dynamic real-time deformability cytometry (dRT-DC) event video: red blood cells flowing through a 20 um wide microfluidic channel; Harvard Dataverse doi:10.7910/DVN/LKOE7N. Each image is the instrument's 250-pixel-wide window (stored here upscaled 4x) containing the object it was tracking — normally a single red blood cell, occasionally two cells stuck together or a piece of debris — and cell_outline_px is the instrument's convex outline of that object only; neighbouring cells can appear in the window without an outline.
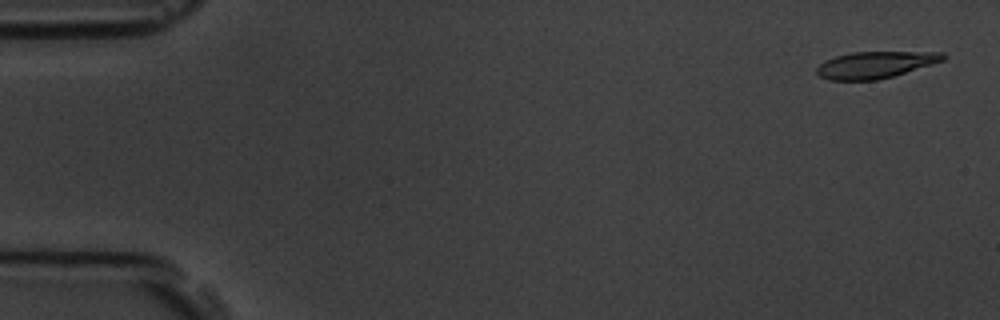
{"species": "common noctule bat (a hibernating species)", "species_latin": "Nyctalus noctula", "temperature_condition": "room temperature", "stored_images_in_passage": 4, "camera_frame_rate_fps": 3000, "um_per_image_px": 0.085, "animal": {"sex": "male", "body_mass_g": 19.5, "forearm_length_mm": 54.6}, "frame": {"image": 1, "passage_image": 1, "time_ms": 0.0, "image_size_px": [1000, 320], "cell_outline_px": [[948, 56], [944, 60], [932, 64], [892, 76], [876, 80], [828, 80], [820, 76], [816, 72], [816, 68], [820, 64], [836, 56], [852, 52], [944, 52]], "centroid_in_image_um": [74.42, 5.5], "position_along_channel_um": 10.6, "area_um2": 19.48}}